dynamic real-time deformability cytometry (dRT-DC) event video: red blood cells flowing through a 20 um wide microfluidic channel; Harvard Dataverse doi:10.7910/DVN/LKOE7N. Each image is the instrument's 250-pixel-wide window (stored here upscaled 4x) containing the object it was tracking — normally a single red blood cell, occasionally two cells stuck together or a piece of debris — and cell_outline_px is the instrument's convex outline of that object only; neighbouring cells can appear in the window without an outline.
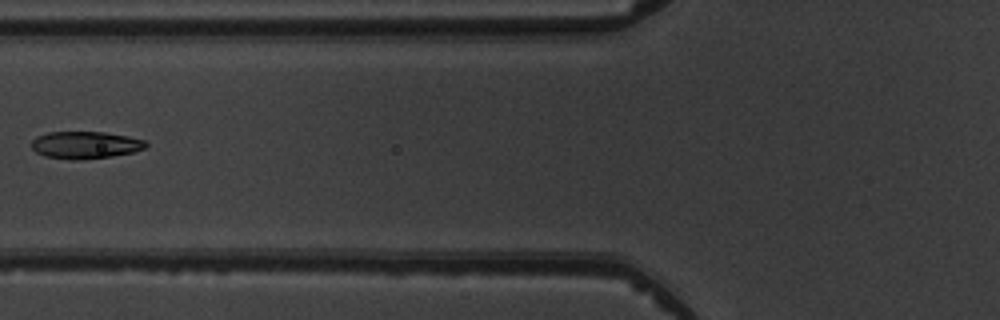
{"species": "common noctule bat (a hibernating species)", "species_latin": "Nyctalus noctula", "temperature_condition": "warm", "stored_images_in_passage": 6, "camera_frame_rate_fps": 3000, "um_per_image_px": 0.085, "animal": {"sex": "male", "body_mass_g": 19.5, "forearm_length_mm": 54.6}, "frame": {"image": 1, "passage_image": 4, "time_ms": 3.667, "image_size_px": [1000, 320], "cell_outline_px": [[148, 144], [144, 148], [132, 152], [112, 156], [76, 160], [72, 160], [44, 156], [36, 152], [32, 148], [32, 140], [36, 136], [48, 132], [104, 132], [128, 136], [144, 140]], "centroid_in_image_um": [7.22, 12.32], "position_along_channel_um": 118.6, "area_um2": 18.09}}
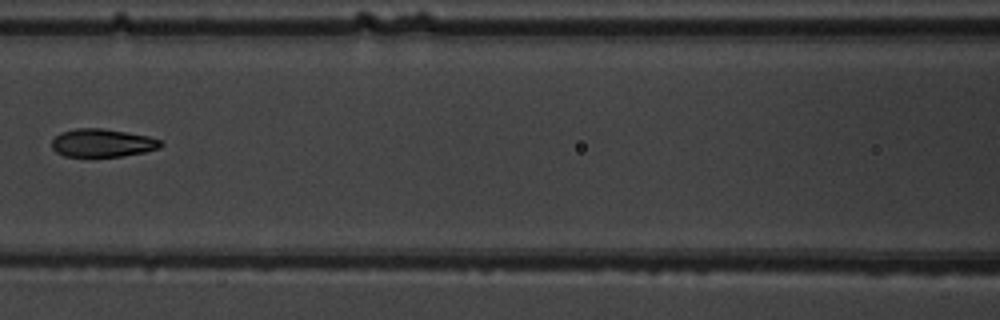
{"frame": {"image": 2, "passage_image": 5, "time_ms": 4.667, "image_size_px": [1000, 320], "cell_outline_px": [[164, 144], [160, 148], [144, 152], [120, 156], [64, 156], [56, 152], [52, 148], [52, 140], [60, 132], [76, 128], [104, 128], [148, 136], [160, 140]], "centroid_in_image_um": [8.7, 12.14], "position_along_channel_um": 157.9, "area_um2": 17.8}}
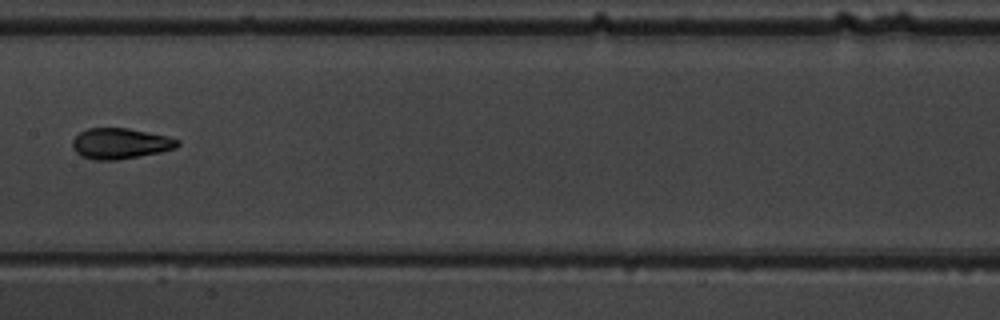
{"frame": {"image": 3, "passage_image": 6, "time_ms": 5.667, "image_size_px": [1000, 320], "cell_outline_px": [[180, 144], [176, 148], [160, 152], [116, 160], [92, 160], [80, 156], [72, 148], [72, 140], [80, 132], [88, 128], [128, 128], [164, 136], [180, 140]], "centroid_in_image_um": [10.18, 12.21], "position_along_channel_um": 197.2, "area_um2": 18.73}}